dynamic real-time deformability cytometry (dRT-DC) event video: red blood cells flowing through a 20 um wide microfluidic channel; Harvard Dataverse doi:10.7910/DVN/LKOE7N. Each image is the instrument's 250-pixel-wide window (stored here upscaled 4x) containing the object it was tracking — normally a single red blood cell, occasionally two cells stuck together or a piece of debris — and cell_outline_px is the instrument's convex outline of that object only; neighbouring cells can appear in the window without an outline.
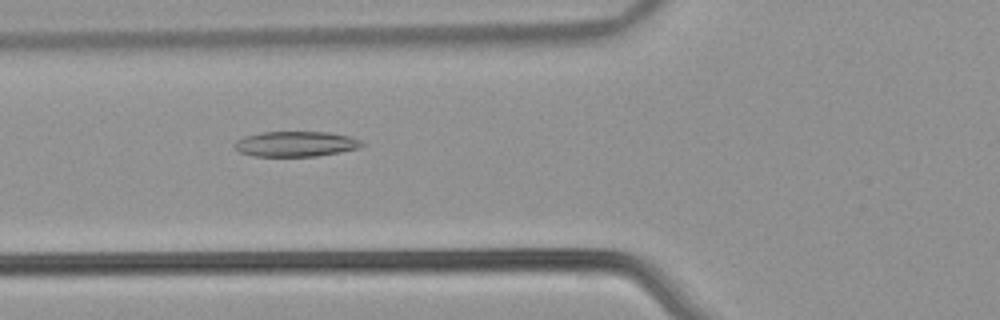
{"species": "common noctule bat (a hibernating species)", "species_latin": "Nyctalus noctula", "temperature_condition": "warm", "stored_images_in_passage": 46, "camera_frame_rate_fps": 3000, "um_per_image_px": 0.085, "animal": {"sex": "male", "body_mass_g": 21.5, "forearm_length_mm": 52.0}, "frame": {"image": 1, "passage_image": 14, "time_ms": 4.333, "image_size_px": [1000, 320], "cell_outline_px": [[364, 144], [360, 148], [340, 152], [316, 156], [252, 156], [240, 152], [232, 144], [236, 140], [244, 136], [264, 132], [328, 132], [352, 136], [360, 140]], "centroid_in_image_um": [25.15, 12.23], "position_along_channel_um": 100.7, "area_um2": 18.84}}
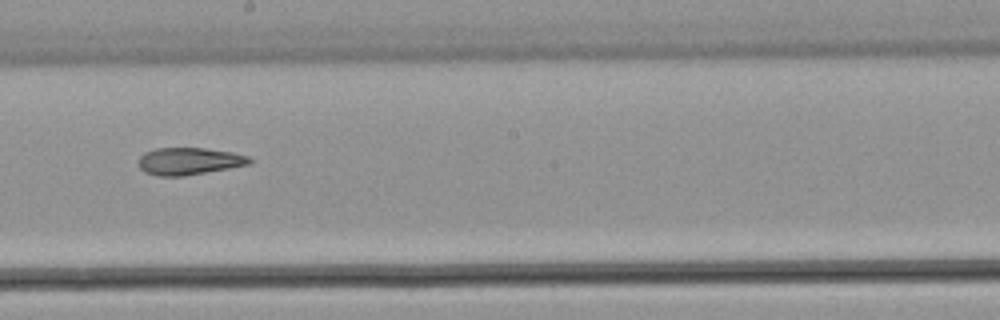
{"frame": {"image": 2, "passage_image": 24, "time_ms": 7.667, "image_size_px": [1000, 320], "cell_outline_px": [[252, 164], [184, 176], [160, 176], [144, 172], [140, 168], [140, 156], [144, 152], [156, 148], [204, 148], [232, 152], [248, 156], [252, 160]], "centroid_in_image_um": [16.09, 13.7], "position_along_channel_um": 232.1, "area_um2": 17.57}}
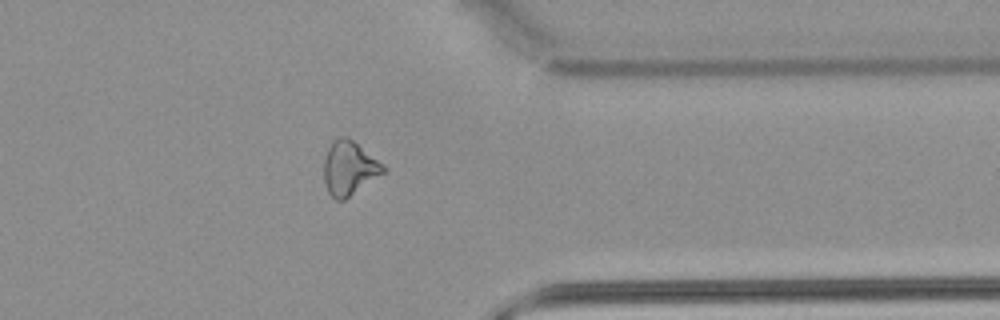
{"frame": {"image": 3, "passage_image": 36, "time_ms": 11.667, "image_size_px": [1000, 320], "cell_outline_px": [[384, 172], [344, 200], [336, 200], [328, 192], [324, 180], [324, 160], [328, 148], [332, 140], [336, 136], [348, 136], [384, 164]], "centroid_in_image_um": [29.66, 14.25], "position_along_channel_um": 381.7, "area_um2": 18.61}, "authors_computed_cell_mechanics": {"area_um2": 19.0451, "velocity_mm_per_s": 3.9377, "shape_relaxation_time_tau1_ms": null, "shape_relaxation_time_tau2_ms": 6.798, "deformation_change_tau1": null, "deformation_change_tau2": 0.178}}